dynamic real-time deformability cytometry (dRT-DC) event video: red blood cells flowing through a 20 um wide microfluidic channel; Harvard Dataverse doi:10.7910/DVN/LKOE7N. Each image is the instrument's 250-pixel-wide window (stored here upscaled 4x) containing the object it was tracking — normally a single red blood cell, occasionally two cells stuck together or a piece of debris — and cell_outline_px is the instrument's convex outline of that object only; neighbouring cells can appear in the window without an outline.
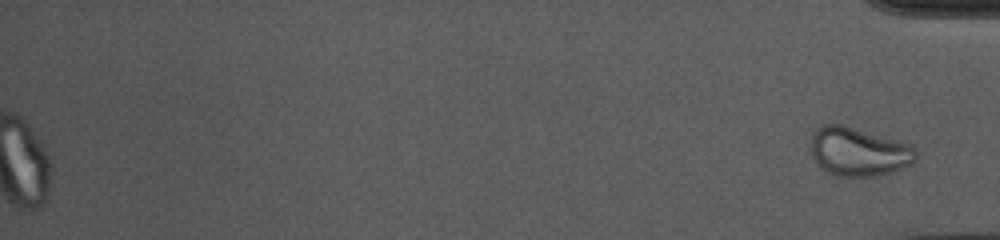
{"species": "common noctule bat (a hibernating species)", "species_latin": "Nyctalus noctula", "temperature_condition": "cold", "stored_images_in_passage": 54, "segment_of_instrument_passage": [2, 2], "camera_frame_rate_fps": 3000, "um_per_image_px": 0.085, "animal": {"sex": "female", "body_mass_g": 10.0, "forearm_length_mm": 53.1}, "frame": {"image": 1, "passage_image": 54, "time_ms": 17.667, "image_size_px": [1000, 240], "cell_outline_px": [[916, 160], [912, 164], [892, 172], [876, 176], [836, 176], [820, 168], [816, 164], [812, 156], [808, 144], [812, 132], [816, 128], [824, 124], [844, 124], [908, 144], [916, 148]], "centroid_in_image_um": [72.91, 12.89], "position_along_channel_um": 362.3, "area_um2": 30.23}}